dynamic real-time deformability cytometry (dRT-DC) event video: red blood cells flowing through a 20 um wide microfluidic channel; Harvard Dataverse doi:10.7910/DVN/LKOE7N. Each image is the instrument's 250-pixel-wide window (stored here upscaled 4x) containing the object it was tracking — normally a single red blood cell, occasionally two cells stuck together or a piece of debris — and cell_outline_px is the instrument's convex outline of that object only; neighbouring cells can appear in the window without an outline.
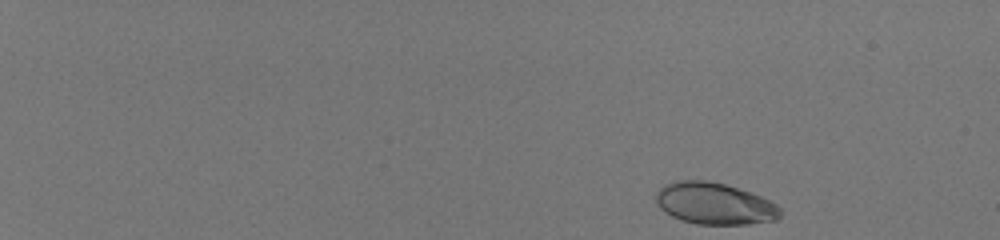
{"species": "human", "species_latin": "Homo sapiens", "temperature_condition": "room temperature", "stored_images_in_passage": 47, "camera_frame_rate_fps": 3000, "um_per_image_px": 0.085, "donor": {"sex": "male"}, "frame": {"image": 1, "passage_image": 1, "time_ms": 0.0, "image_size_px": [1000, 240], "cell_outline_px": [[780, 216], [776, 220], [748, 224], [696, 224], [680, 220], [672, 216], [660, 208], [656, 204], [656, 192], [664, 184], [676, 180], [708, 180], [724, 184], [760, 196], [776, 204], [780, 208]], "centroid_in_image_um": [60.69, 17.3], "position_along_channel_um": 24.3, "area_um2": 30.17}}
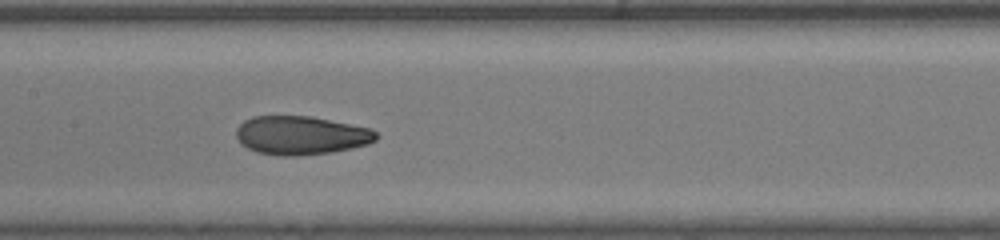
{"frame": {"image": 2, "passage_image": 26, "time_ms": 8.333, "image_size_px": [1000, 240], "cell_outline_px": [[380, 136], [376, 140], [368, 144], [352, 148], [332, 152], [296, 156], [280, 156], [256, 152], [248, 148], [236, 136], [236, 128], [244, 120], [252, 116], [312, 116], [372, 128]], "centroid_in_image_um": [25.62, 11.5], "position_along_channel_um": 181.8, "area_um2": 31.73}}
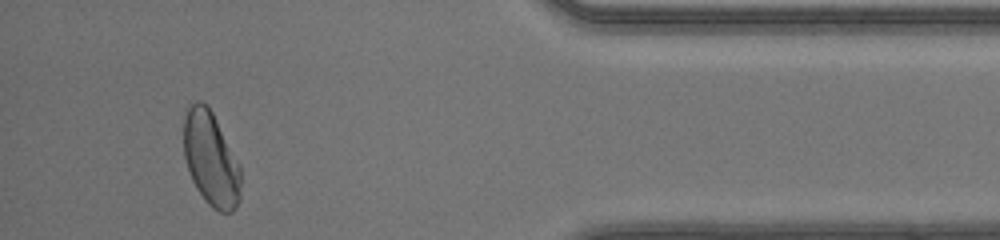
{"frame": {"image": 3, "passage_image": 45, "time_ms": 14.667, "image_size_px": [1000, 240], "cell_outline_px": [[240, 200], [236, 208], [232, 212], [220, 212], [212, 208], [204, 200], [196, 188], [192, 180], [184, 156], [184, 108], [188, 104], [196, 100], [200, 100], [208, 104], [240, 164]], "centroid_in_image_um": [17.91, 13.48], "position_along_channel_um": 417.3, "area_um2": 31.79}, "authors_computed_cell_mechanics": {"area_um2": 31.0964, "velocity_mm_per_s": 4.1766, "shape_relaxation_time_tau1_ms": 5.94, "shape_relaxation_time_tau2_ms": 0.9062, "deformation_change_tau1": 0.197, "deformation_change_tau2": 0.0623}}